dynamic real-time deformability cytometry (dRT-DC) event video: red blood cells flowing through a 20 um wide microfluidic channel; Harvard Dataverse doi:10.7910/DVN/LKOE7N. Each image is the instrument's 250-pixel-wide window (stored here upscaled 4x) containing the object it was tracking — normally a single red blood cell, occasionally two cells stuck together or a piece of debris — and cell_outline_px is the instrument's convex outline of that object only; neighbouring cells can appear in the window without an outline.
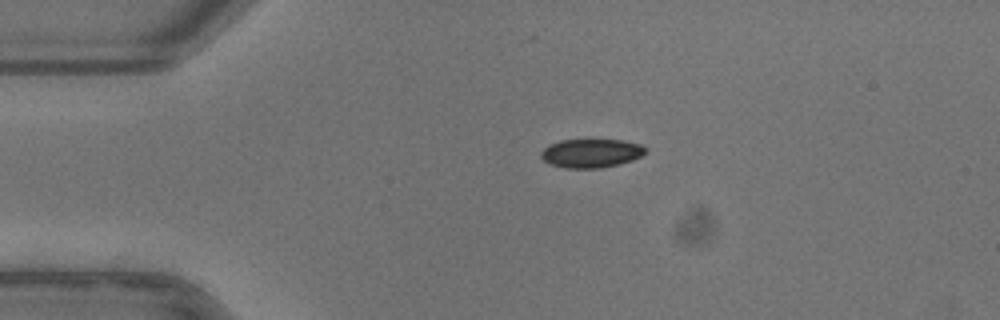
{"species": "common noctule bat (a hibernating species)", "species_latin": "Nyctalus noctula", "temperature_condition": "warm", "stored_images_in_passage": 43, "camera_frame_rate_fps": 3000, "um_per_image_px": 0.085, "animal": {"sex": "female"}, "frame": {"image": 1, "passage_image": 1, "time_ms": 0.0, "image_size_px": [1000, 320], "cell_outline_px": [[648, 148], [640, 156], [632, 160], [620, 164], [600, 168], [564, 168], [552, 164], [544, 160], [540, 156], [540, 152], [548, 144], [560, 140], [624, 140], [640, 144]], "centroid_in_image_um": [50.24, 13.02], "position_along_channel_um": 34.8, "area_um2": 17.51}}
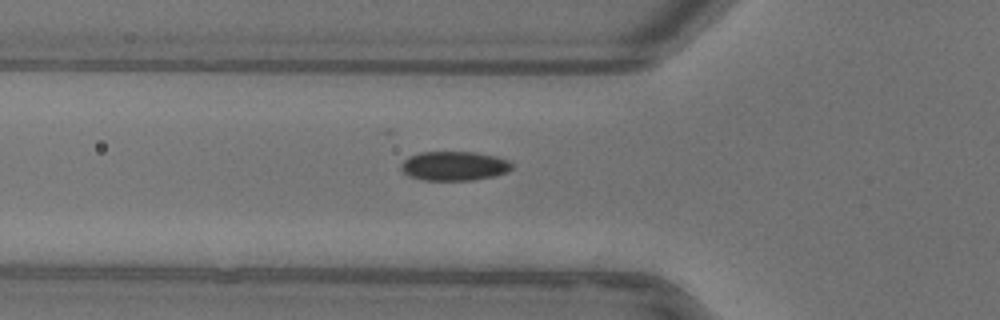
{"frame": {"image": 2, "passage_image": 8, "time_ms": 2.333, "image_size_px": [1000, 320], "cell_outline_px": [[512, 168], [508, 172], [492, 176], [472, 180], [424, 180], [408, 176], [400, 168], [400, 164], [408, 156], [420, 152], [476, 152], [496, 156], [508, 160], [512, 164]], "centroid_in_image_um": [38.59, 14.1], "position_along_channel_um": 87.2, "area_um2": 18.96}}
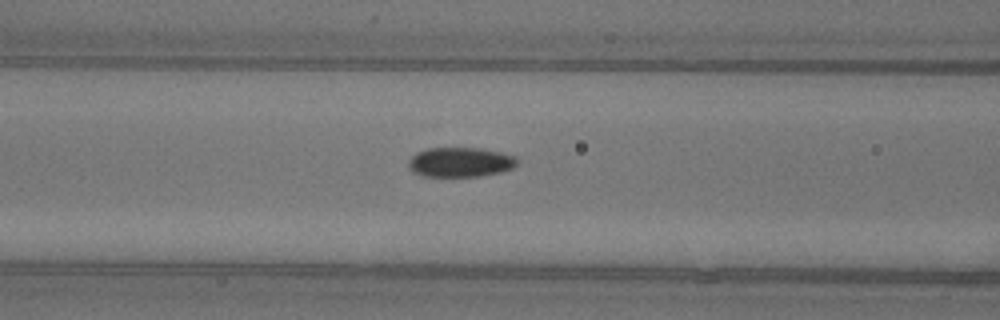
{"frame": {"image": 3, "passage_image": 11, "time_ms": 3.333, "image_size_px": [1000, 320], "cell_outline_px": [[516, 164], [512, 168], [500, 172], [476, 176], [424, 176], [408, 168], [408, 160], [416, 152], [428, 148], [480, 148], [500, 152], [516, 156]], "centroid_in_image_um": [39.1, 13.77], "position_along_channel_um": 127.5, "area_um2": 18.61}, "authors_computed_cell_mechanics": {"area_um2": 18.9584, "velocity_mm_per_s": 3.958, "shape_relaxation_time_tau1_ms": 6.9655, "shape_relaxation_time_tau2_ms": null, "deformation_change_tau1": 0.1096, "deformation_change_tau2": null}}